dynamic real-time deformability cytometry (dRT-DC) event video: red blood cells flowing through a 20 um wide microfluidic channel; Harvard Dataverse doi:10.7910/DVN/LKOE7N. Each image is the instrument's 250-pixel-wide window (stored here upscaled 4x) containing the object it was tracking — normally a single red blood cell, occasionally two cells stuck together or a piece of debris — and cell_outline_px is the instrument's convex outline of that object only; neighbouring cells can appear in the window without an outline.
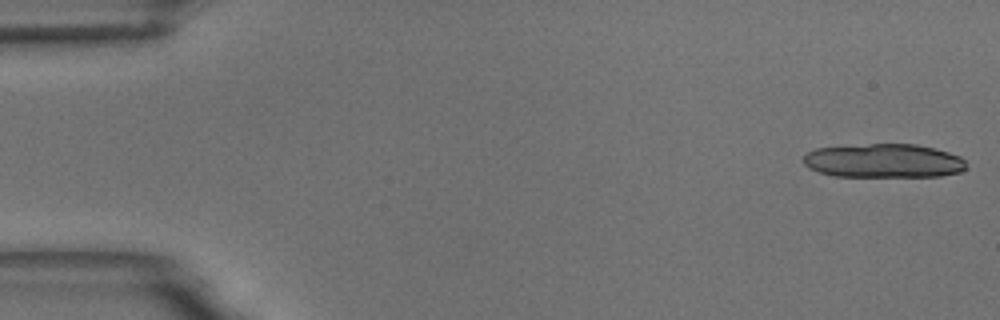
{"species": "common noctule bat (a hibernating species)", "species_latin": "Nyctalus noctula", "temperature_condition": "room temperature", "stored_images_in_passage": 15, "camera_frame_rate_fps": 3000, "um_per_image_px": 0.085, "animal": {"sex": "male", "body_mass_g": 18.8}, "frame": {"image": 1, "passage_image": 1, "time_ms": 0.0, "image_size_px": [1000, 320], "cell_outline_px": [[964, 168], [960, 172], [940, 176], [836, 176], [820, 172], [808, 168], [804, 164], [804, 156], [808, 152], [816, 148], [868, 144], [916, 144], [948, 152], [960, 156], [964, 160]], "centroid_in_image_um": [75.1, 13.66], "position_along_channel_um": 9.9, "area_um2": 31.91}}